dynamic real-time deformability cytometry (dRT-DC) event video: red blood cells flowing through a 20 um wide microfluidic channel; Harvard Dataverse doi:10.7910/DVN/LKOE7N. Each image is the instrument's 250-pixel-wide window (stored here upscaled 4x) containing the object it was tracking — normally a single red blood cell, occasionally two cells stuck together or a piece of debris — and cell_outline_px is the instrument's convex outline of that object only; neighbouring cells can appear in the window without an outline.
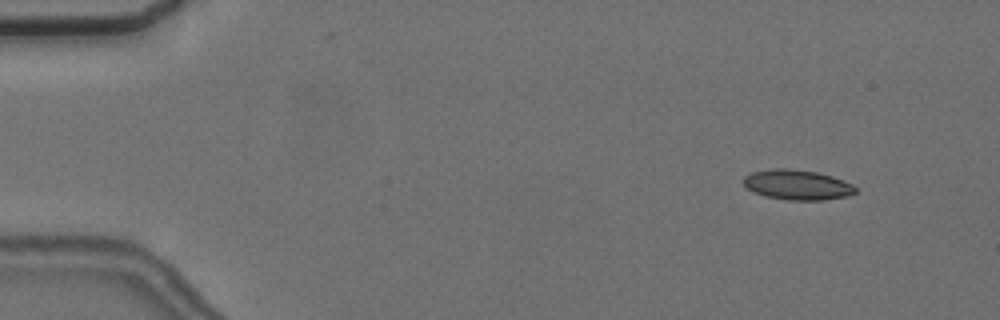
{"species": "common noctule bat (a hibernating species)", "species_latin": "Nyctalus noctula", "temperature_condition": "cold", "stored_images_in_passage": 7, "camera_frame_rate_fps": 3000, "um_per_image_px": 0.085, "animal": {"sex": "female", "body_mass_g": 24.6, "forearm_length_mm": 56.2}, "frame": {"image": 1, "passage_image": 2, "time_ms": 1.0, "image_size_px": [1000, 320], "cell_outline_px": [[856, 192], [848, 196], [824, 200], [788, 200], [764, 196], [748, 188], [744, 184], [744, 176], [752, 172], [776, 168], [788, 168], [816, 172], [832, 176], [852, 184], [856, 188]], "centroid_in_image_um": [67.78, 15.71], "position_along_channel_um": 17.2, "area_um2": 19.48}}
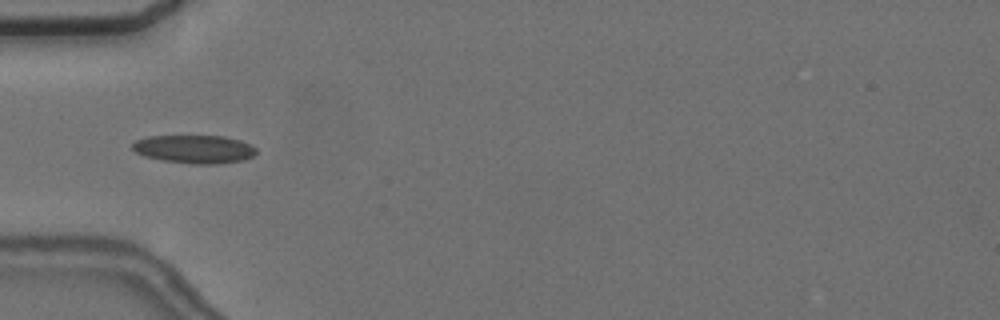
{"frame": {"image": 2, "passage_image": 5, "time_ms": 5.333, "image_size_px": [1000, 320], "cell_outline_px": [[256, 152], [252, 156], [244, 160], [220, 164], [192, 164], [164, 160], [144, 156], [136, 152], [132, 148], [132, 144], [136, 140], [148, 136], [224, 136], [240, 140], [256, 148]], "centroid_in_image_um": [16.52, 12.68], "position_along_channel_um": 68.5, "area_um2": 20.35}}
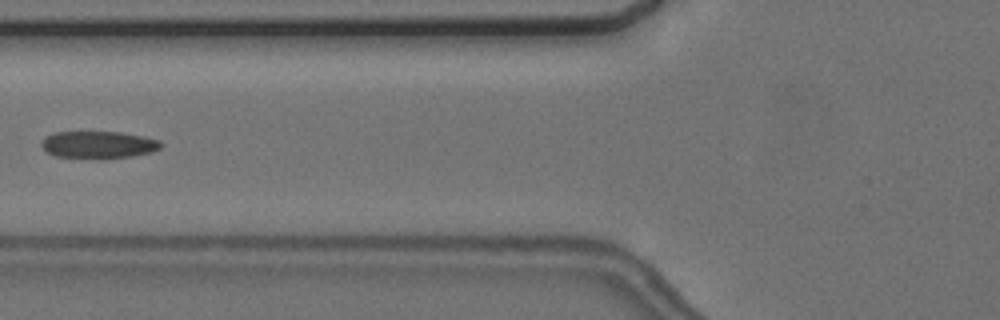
{"frame": {"image": 3, "passage_image": 6, "time_ms": 6.667, "image_size_px": [1000, 320], "cell_outline_px": [[164, 144], [160, 148], [152, 152], [132, 156], [104, 160], [100, 160], [56, 156], [48, 152], [40, 144], [44, 136], [52, 132], [120, 132], [144, 136], [160, 140]], "centroid_in_image_um": [8.38, 12.32], "position_along_channel_um": 117.4, "area_um2": 19.48}}